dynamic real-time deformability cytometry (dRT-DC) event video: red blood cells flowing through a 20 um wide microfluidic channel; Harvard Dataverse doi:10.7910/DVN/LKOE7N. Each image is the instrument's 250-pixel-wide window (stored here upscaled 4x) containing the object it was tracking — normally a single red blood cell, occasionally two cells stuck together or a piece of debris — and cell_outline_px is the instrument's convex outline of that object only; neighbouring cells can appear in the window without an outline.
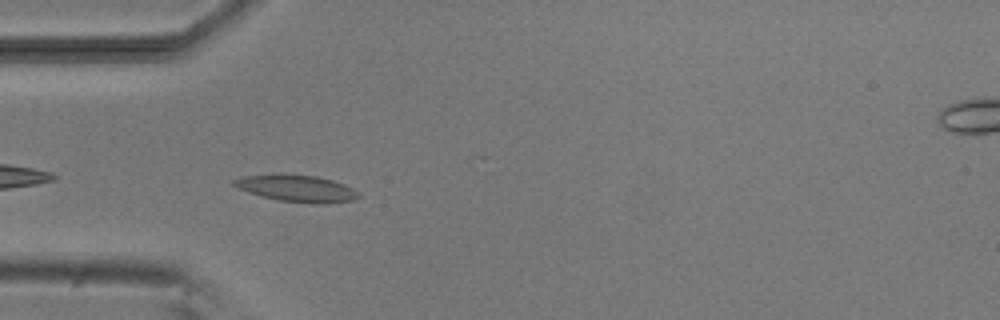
{"species": "common noctule bat (a hibernating species)", "species_latin": "Nyctalus noctula", "temperature_condition": "room temperature", "stored_images_in_passage": 7, "camera_frame_rate_fps": 3000, "um_per_image_px": 0.085, "animal": {"sex": "male", "body_mass_g": 20.5, "forearm_length_mm": 52.5}, "frame": {"image": 1, "passage_image": 5, "time_ms": 4.333, "image_size_px": [1000, 320], "cell_outline_px": [[360, 196], [352, 200], [328, 204], [312, 204], [276, 200], [260, 196], [248, 192], [232, 184], [232, 180], [244, 176], [272, 172], [284, 172], [316, 176], [332, 180], [344, 184], [360, 192]], "centroid_in_image_um": [25.2, 15.99], "position_along_channel_um": 59.8, "area_um2": 20.17}}
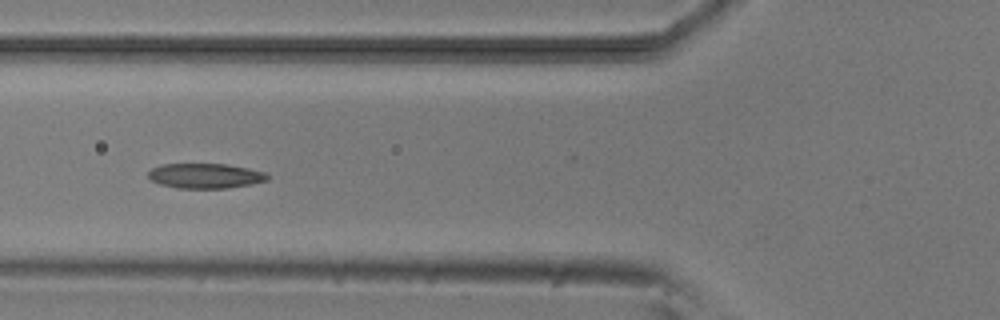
{"frame": {"image": 2, "passage_image": 6, "time_ms": 5.667, "image_size_px": [1000, 320], "cell_outline_px": [[268, 180], [252, 184], [228, 188], [176, 188], [160, 184], [152, 180], [148, 176], [148, 172], [152, 168], [160, 164], [224, 164], [248, 168], [264, 172], [268, 176]], "centroid_in_image_um": [17.43, 14.95], "position_along_channel_um": 108.4, "area_um2": 17.28}}
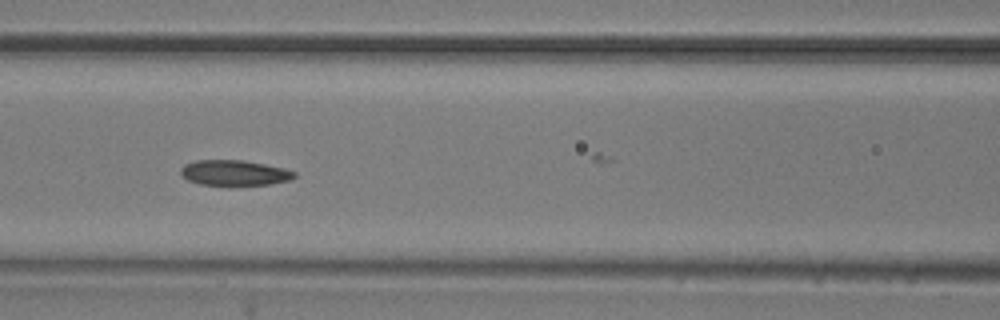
{"frame": {"image": 3, "passage_image": 7, "time_ms": 6.667, "image_size_px": [1000, 320], "cell_outline_px": [[296, 176], [292, 180], [268, 184], [228, 188], [200, 184], [188, 180], [180, 172], [180, 168], [184, 164], [196, 160], [244, 160], [284, 168], [296, 172]], "centroid_in_image_um": [19.92, 14.73], "position_along_channel_um": 146.7, "area_um2": 17.57}}